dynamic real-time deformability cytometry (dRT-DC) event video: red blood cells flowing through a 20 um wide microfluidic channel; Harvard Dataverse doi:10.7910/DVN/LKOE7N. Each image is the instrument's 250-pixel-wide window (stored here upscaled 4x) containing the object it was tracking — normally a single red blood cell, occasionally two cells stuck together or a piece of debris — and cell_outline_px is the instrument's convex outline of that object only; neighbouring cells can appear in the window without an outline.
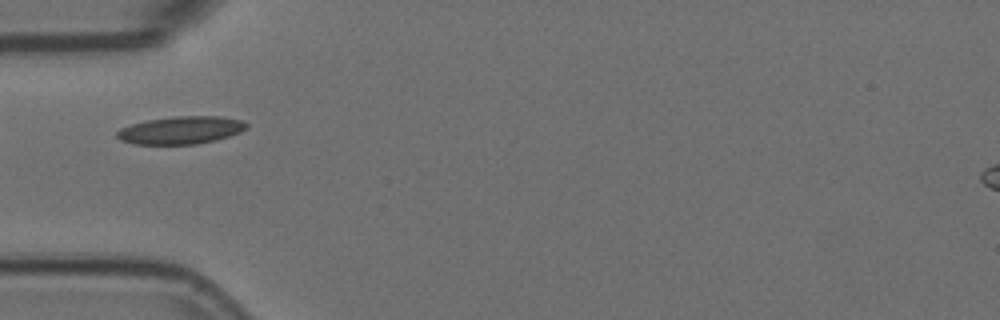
{"species": "Egyptian fruit bat (a non-hibernating species)", "species_latin": "Rousettus aegyptiacus", "temperature_condition": "room temperature", "stored_images_in_passage": 4, "camera_frame_rate_fps": 3000, "um_per_image_px": 0.085, "animal": {"sex": "female"}, "frame": {"image": 1, "passage_image": 2, "time_ms": 0.333, "image_size_px": [1000, 320], "cell_outline_px": [[248, 128], [240, 132], [216, 140], [196, 144], [136, 144], [120, 140], [116, 136], [116, 132], [120, 128], [132, 124], [148, 120], [176, 116], [220, 116], [240, 120], [248, 124]], "centroid_in_image_um": [15.38, 11.06], "position_along_channel_um": 69.6, "area_um2": 20.81}}
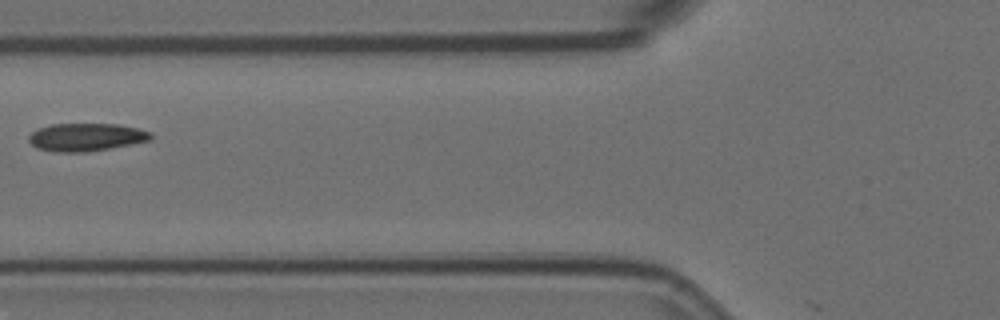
{"frame": {"image": 2, "passage_image": 3, "time_ms": 0.667, "image_size_px": [1000, 320], "cell_outline_px": [[152, 136], [148, 140], [108, 148], [84, 152], [56, 152], [36, 148], [28, 140], [28, 136], [32, 132], [40, 128], [52, 124], [116, 124], [136, 128], [152, 132]], "centroid_in_image_um": [7.27, 11.65], "position_along_channel_um": 118.5, "area_um2": 19.48}}
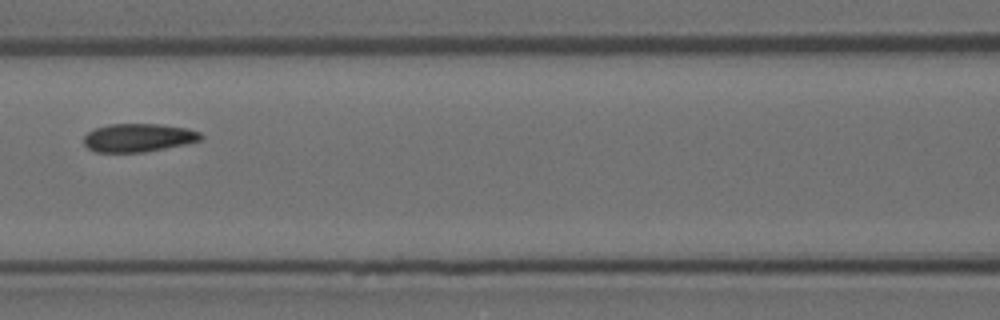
{"frame": {"image": 3, "passage_image": 4, "time_ms": 1.0, "image_size_px": [1000, 320], "cell_outline_px": [[204, 136], [200, 140], [184, 144], [144, 152], [96, 152], [88, 148], [84, 144], [84, 136], [88, 132], [96, 128], [108, 124], [160, 124], [188, 128], [200, 132]], "centroid_in_image_um": [11.76, 11.7], "position_along_channel_um": 154.8, "area_um2": 19.25}}